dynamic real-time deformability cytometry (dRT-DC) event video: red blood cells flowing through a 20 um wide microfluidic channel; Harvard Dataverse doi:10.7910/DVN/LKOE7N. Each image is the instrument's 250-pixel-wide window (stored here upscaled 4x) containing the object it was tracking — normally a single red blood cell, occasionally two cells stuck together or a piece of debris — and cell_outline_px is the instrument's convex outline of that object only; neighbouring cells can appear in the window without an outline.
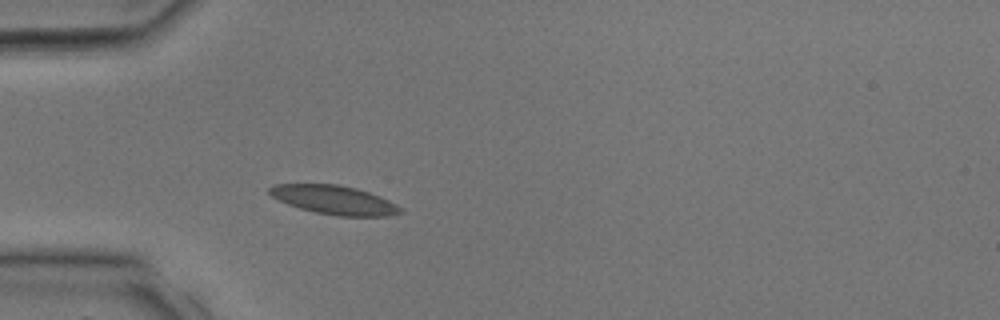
{"species": "common noctule bat (a hibernating species)", "species_latin": "Nyctalus noctula", "temperature_condition": "room temperature", "stored_images_in_passage": 29, "camera_frame_rate_fps": 3000, "um_per_image_px": 0.085, "animal": {"sex": "male", "body_mass_g": 17.9, "forearm_length_mm": 54.2}, "frame": {"image": 1, "passage_image": 6, "time_ms": 1.667, "image_size_px": [1000, 320], "cell_outline_px": [[404, 212], [388, 216], [340, 216], [316, 212], [300, 208], [288, 204], [272, 196], [268, 192], [268, 188], [272, 184], [336, 184], [356, 188], [380, 196], [396, 204]], "centroid_in_image_um": [28.4, 16.99], "position_along_channel_um": 56.6, "area_um2": 21.85}}
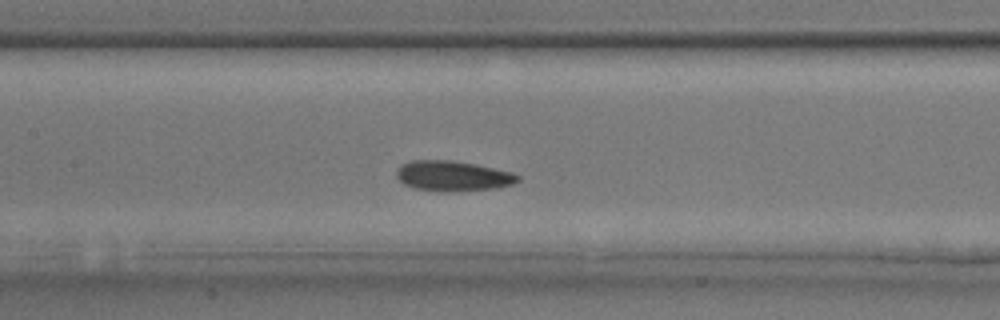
{"frame": {"image": 2, "passage_image": 12, "time_ms": 3.667, "image_size_px": [1000, 320], "cell_outline_px": [[520, 180], [512, 184], [496, 188], [444, 192], [412, 188], [404, 184], [396, 176], [396, 168], [400, 164], [412, 160], [448, 160], [472, 164], [512, 172], [520, 176]], "centroid_in_image_um": [38.44, 14.96], "position_along_channel_um": 169.0, "area_um2": 21.33}}
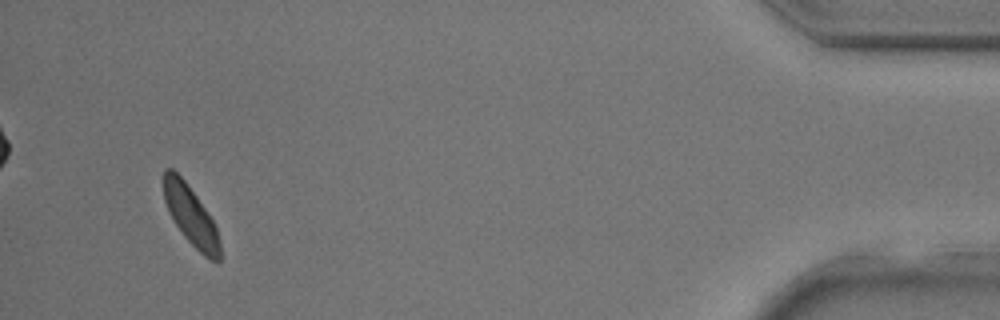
{"frame": {"image": 3, "passage_image": 28, "time_ms": 9.0, "image_size_px": [1000, 320], "cell_outline_px": [[220, 260], [212, 260], [204, 256], [184, 236], [176, 224], [164, 200], [164, 168], [172, 168], [184, 180], [196, 196], [212, 220], [216, 228], [220, 240]], "centroid_in_image_um": [16.22, 18.33], "position_along_channel_um": 419.0, "area_um2": 18.79}}